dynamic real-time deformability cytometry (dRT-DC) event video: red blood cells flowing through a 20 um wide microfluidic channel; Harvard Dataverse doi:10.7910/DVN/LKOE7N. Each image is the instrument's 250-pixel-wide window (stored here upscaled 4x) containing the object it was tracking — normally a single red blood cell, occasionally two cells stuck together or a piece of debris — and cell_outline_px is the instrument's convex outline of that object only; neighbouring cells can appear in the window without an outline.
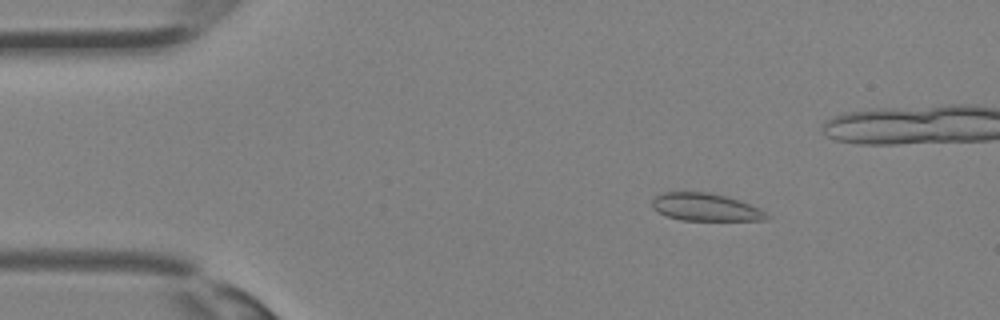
{"species": "Egyptian fruit bat (a non-hibernating species)", "species_latin": "Rousettus aegyptiacus", "temperature_condition": "room temperature", "stored_images_in_passage": 36, "camera_frame_rate_fps": 3000, "um_per_image_px": 0.085, "animal": {"sex": "female"}, "frame": {"image": 1, "passage_image": 5, "time_ms": 1.333, "image_size_px": [1000, 320], "cell_outline_px": [[772, 216], [768, 220], [680, 220], [668, 216], [652, 208], [652, 200], [656, 196], [664, 192], [708, 192], [740, 200], [760, 208]], "centroid_in_image_um": [60.02, 17.61], "position_along_channel_um": 25.0, "area_um2": 18.44}}
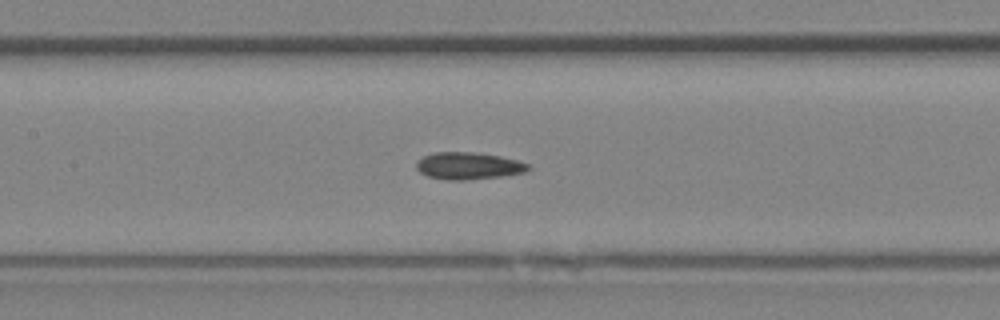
{"frame": {"image": 2, "passage_image": 16, "time_ms": 5.0, "image_size_px": [1000, 320], "cell_outline_px": [[532, 168], [524, 172], [500, 176], [464, 180], [448, 180], [428, 176], [420, 172], [416, 168], [416, 164], [424, 156], [436, 152], [476, 152], [500, 156], [516, 160], [528, 164]], "centroid_in_image_um": [39.82, 14.09], "position_along_channel_um": 167.6, "area_um2": 17.46}}
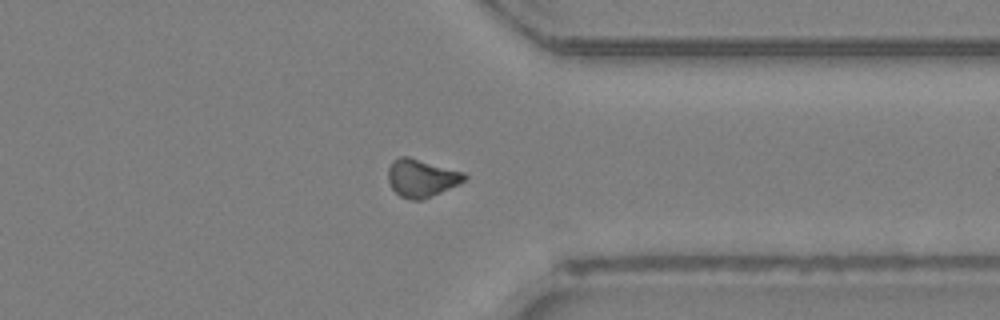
{"frame": {"image": 3, "passage_image": 27, "time_ms": 8.667, "image_size_px": [1000, 320], "cell_outline_px": [[468, 176], [464, 180], [440, 192], [420, 200], [412, 200], [400, 196], [392, 188], [388, 180], [388, 168], [392, 160], [400, 156], [408, 156], [464, 172]], "centroid_in_image_um": [35.79, 15.11], "position_along_channel_um": 375.6, "area_um2": 16.59}}